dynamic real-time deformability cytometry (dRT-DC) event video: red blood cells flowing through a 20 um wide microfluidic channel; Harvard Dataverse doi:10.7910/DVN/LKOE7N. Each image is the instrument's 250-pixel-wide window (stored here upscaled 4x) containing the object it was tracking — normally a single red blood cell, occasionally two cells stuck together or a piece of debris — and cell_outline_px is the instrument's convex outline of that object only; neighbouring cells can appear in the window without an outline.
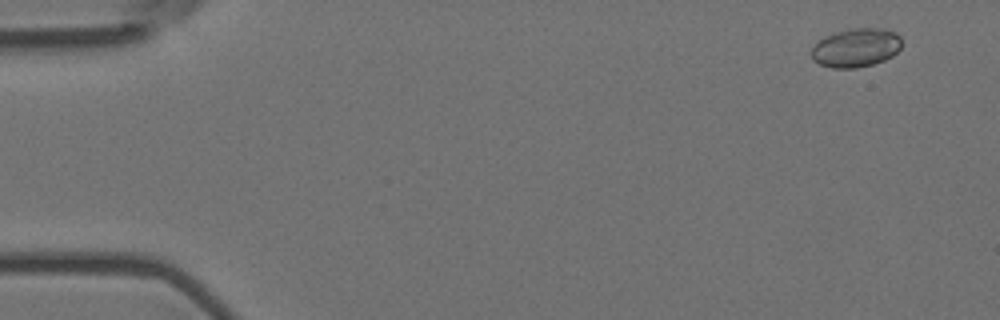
{"species": "Egyptian fruit bat (a non-hibernating species)", "species_latin": "Rousettus aegyptiacus", "temperature_condition": "room temperature", "stored_images_in_passage": 9, "camera_frame_rate_fps": 3000, "um_per_image_px": 0.085, "animal": {"sex": "female"}, "frame": {"image": 1, "passage_image": 1, "time_ms": 0.0, "image_size_px": [1000, 320], "cell_outline_px": [[900, 48], [892, 56], [884, 60], [872, 64], [856, 68], [832, 68], [820, 64], [812, 60], [812, 48], [824, 36], [836, 32], [852, 28], [884, 28], [896, 32], [900, 36]], "centroid_in_image_um": [72.76, 4.05], "position_along_channel_um": 12.2, "area_um2": 20.35}}
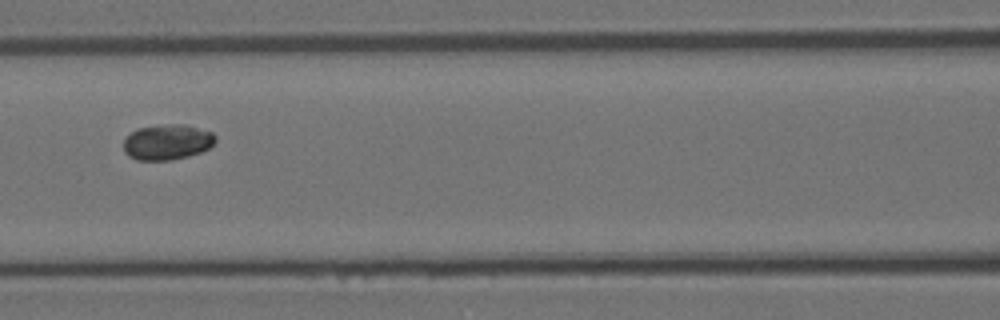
{"frame": {"image": 2, "passage_image": 7, "time_ms": 2.0, "image_size_px": [1000, 320], "cell_outline_px": [[216, 140], [208, 148], [200, 152], [188, 156], [172, 160], [136, 160], [128, 156], [124, 152], [124, 140], [136, 128], [168, 124], [184, 124], [212, 132], [216, 136]], "centroid_in_image_um": [14.2, 12.08], "position_along_channel_um": 152.4, "area_um2": 18.96}}
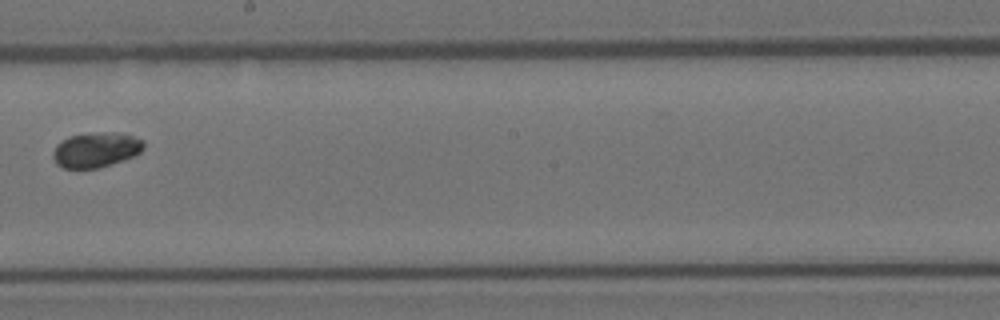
{"frame": {"image": 3, "passage_image": 9, "time_ms": 2.667, "image_size_px": [1000, 320], "cell_outline_px": [[144, 148], [136, 156], [100, 168], [64, 168], [56, 164], [52, 156], [52, 152], [56, 144], [68, 136], [92, 132], [112, 132], [132, 136], [144, 140]], "centroid_in_image_um": [8.15, 12.73], "position_along_channel_um": 240.1, "area_um2": 18.79}}